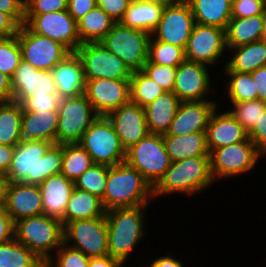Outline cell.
<instances>
[{"label":"cell","instance_id":"1","mask_svg":"<svg viewBox=\"0 0 266 267\" xmlns=\"http://www.w3.org/2000/svg\"><path fill=\"white\" fill-rule=\"evenodd\" d=\"M62 157L63 144L42 140L17 144L5 177L8 182L39 185L48 177L61 172Z\"/></svg>","mask_w":266,"mask_h":267},{"label":"cell","instance_id":"2","mask_svg":"<svg viewBox=\"0 0 266 267\" xmlns=\"http://www.w3.org/2000/svg\"><path fill=\"white\" fill-rule=\"evenodd\" d=\"M149 195L153 197V187L136 168L126 162L108 166L105 195L101 199L106 211L146 205Z\"/></svg>","mask_w":266,"mask_h":267},{"label":"cell","instance_id":"3","mask_svg":"<svg viewBox=\"0 0 266 267\" xmlns=\"http://www.w3.org/2000/svg\"><path fill=\"white\" fill-rule=\"evenodd\" d=\"M210 156L189 157L171 162L164 176L153 187V196L171 192L194 193L213 181Z\"/></svg>","mask_w":266,"mask_h":267},{"label":"cell","instance_id":"4","mask_svg":"<svg viewBox=\"0 0 266 267\" xmlns=\"http://www.w3.org/2000/svg\"><path fill=\"white\" fill-rule=\"evenodd\" d=\"M14 238L46 263L49 252L64 243V226L60 219L44 214L26 217L14 222Z\"/></svg>","mask_w":266,"mask_h":267},{"label":"cell","instance_id":"5","mask_svg":"<svg viewBox=\"0 0 266 267\" xmlns=\"http://www.w3.org/2000/svg\"><path fill=\"white\" fill-rule=\"evenodd\" d=\"M116 208L106 211L109 256L123 264L143 235L142 208Z\"/></svg>","mask_w":266,"mask_h":267},{"label":"cell","instance_id":"6","mask_svg":"<svg viewBox=\"0 0 266 267\" xmlns=\"http://www.w3.org/2000/svg\"><path fill=\"white\" fill-rule=\"evenodd\" d=\"M79 144L90 155L94 164L111 167L125 162L126 151L106 116L97 117L84 132Z\"/></svg>","mask_w":266,"mask_h":267},{"label":"cell","instance_id":"7","mask_svg":"<svg viewBox=\"0 0 266 267\" xmlns=\"http://www.w3.org/2000/svg\"><path fill=\"white\" fill-rule=\"evenodd\" d=\"M152 35L116 22L100 41L110 52L121 58L133 71L143 70L148 58V45Z\"/></svg>","mask_w":266,"mask_h":267},{"label":"cell","instance_id":"8","mask_svg":"<svg viewBox=\"0 0 266 267\" xmlns=\"http://www.w3.org/2000/svg\"><path fill=\"white\" fill-rule=\"evenodd\" d=\"M125 162L136 168L154 187L171 164L163 142V135L149 133L126 150Z\"/></svg>","mask_w":266,"mask_h":267},{"label":"cell","instance_id":"9","mask_svg":"<svg viewBox=\"0 0 266 267\" xmlns=\"http://www.w3.org/2000/svg\"><path fill=\"white\" fill-rule=\"evenodd\" d=\"M98 116L84 94L61 99L55 144L79 143Z\"/></svg>","mask_w":266,"mask_h":267},{"label":"cell","instance_id":"10","mask_svg":"<svg viewBox=\"0 0 266 267\" xmlns=\"http://www.w3.org/2000/svg\"><path fill=\"white\" fill-rule=\"evenodd\" d=\"M75 53L82 63L85 80H130L132 76V71L123 60L100 42L83 43Z\"/></svg>","mask_w":266,"mask_h":267},{"label":"cell","instance_id":"11","mask_svg":"<svg viewBox=\"0 0 266 267\" xmlns=\"http://www.w3.org/2000/svg\"><path fill=\"white\" fill-rule=\"evenodd\" d=\"M22 61L38 70L51 71L71 52L60 43L32 32L25 24L17 32Z\"/></svg>","mask_w":266,"mask_h":267},{"label":"cell","instance_id":"12","mask_svg":"<svg viewBox=\"0 0 266 267\" xmlns=\"http://www.w3.org/2000/svg\"><path fill=\"white\" fill-rule=\"evenodd\" d=\"M24 24L32 32L65 46L71 53L81 45L77 22L67 10L25 15Z\"/></svg>","mask_w":266,"mask_h":267},{"label":"cell","instance_id":"13","mask_svg":"<svg viewBox=\"0 0 266 267\" xmlns=\"http://www.w3.org/2000/svg\"><path fill=\"white\" fill-rule=\"evenodd\" d=\"M73 239L71 246L89 258L109 255L106 217L75 220L64 226V242Z\"/></svg>","mask_w":266,"mask_h":267},{"label":"cell","instance_id":"14","mask_svg":"<svg viewBox=\"0 0 266 267\" xmlns=\"http://www.w3.org/2000/svg\"><path fill=\"white\" fill-rule=\"evenodd\" d=\"M260 155L249 137L245 141L214 149L210 153L212 177L245 173L254 167Z\"/></svg>","mask_w":266,"mask_h":267},{"label":"cell","instance_id":"15","mask_svg":"<svg viewBox=\"0 0 266 267\" xmlns=\"http://www.w3.org/2000/svg\"><path fill=\"white\" fill-rule=\"evenodd\" d=\"M194 25L193 13L189 4L184 0L163 8L161 19L152 35L157 34V41L185 49Z\"/></svg>","mask_w":266,"mask_h":267},{"label":"cell","instance_id":"16","mask_svg":"<svg viewBox=\"0 0 266 267\" xmlns=\"http://www.w3.org/2000/svg\"><path fill=\"white\" fill-rule=\"evenodd\" d=\"M84 95L97 115L106 116L130 102V80H86Z\"/></svg>","mask_w":266,"mask_h":267},{"label":"cell","instance_id":"17","mask_svg":"<svg viewBox=\"0 0 266 267\" xmlns=\"http://www.w3.org/2000/svg\"><path fill=\"white\" fill-rule=\"evenodd\" d=\"M225 48V29L195 23L184 49L185 58L204 65L215 63Z\"/></svg>","mask_w":266,"mask_h":267},{"label":"cell","instance_id":"18","mask_svg":"<svg viewBox=\"0 0 266 267\" xmlns=\"http://www.w3.org/2000/svg\"><path fill=\"white\" fill-rule=\"evenodd\" d=\"M106 117L112 123L125 151L149 134L145 109L132 102L109 112Z\"/></svg>","mask_w":266,"mask_h":267},{"label":"cell","instance_id":"19","mask_svg":"<svg viewBox=\"0 0 266 267\" xmlns=\"http://www.w3.org/2000/svg\"><path fill=\"white\" fill-rule=\"evenodd\" d=\"M13 101L21 103L26 97L58 94L51 71L38 70L21 61L11 77Z\"/></svg>","mask_w":266,"mask_h":267},{"label":"cell","instance_id":"20","mask_svg":"<svg viewBox=\"0 0 266 267\" xmlns=\"http://www.w3.org/2000/svg\"><path fill=\"white\" fill-rule=\"evenodd\" d=\"M5 210L13 222L43 214V202L39 186L24 182H8Z\"/></svg>","mask_w":266,"mask_h":267},{"label":"cell","instance_id":"21","mask_svg":"<svg viewBox=\"0 0 266 267\" xmlns=\"http://www.w3.org/2000/svg\"><path fill=\"white\" fill-rule=\"evenodd\" d=\"M214 109H216V104L213 101L180 102L169 130L162 135L180 136L206 132L210 115Z\"/></svg>","mask_w":266,"mask_h":267},{"label":"cell","instance_id":"22","mask_svg":"<svg viewBox=\"0 0 266 267\" xmlns=\"http://www.w3.org/2000/svg\"><path fill=\"white\" fill-rule=\"evenodd\" d=\"M209 81L204 64L185 59L177 67L173 92L181 102L203 101L202 96L210 86Z\"/></svg>","mask_w":266,"mask_h":267},{"label":"cell","instance_id":"23","mask_svg":"<svg viewBox=\"0 0 266 267\" xmlns=\"http://www.w3.org/2000/svg\"><path fill=\"white\" fill-rule=\"evenodd\" d=\"M247 131L230 112L210 115L206 128V146L209 153L214 149L245 141Z\"/></svg>","mask_w":266,"mask_h":267},{"label":"cell","instance_id":"24","mask_svg":"<svg viewBox=\"0 0 266 267\" xmlns=\"http://www.w3.org/2000/svg\"><path fill=\"white\" fill-rule=\"evenodd\" d=\"M58 111H22L19 144L42 140L55 144Z\"/></svg>","mask_w":266,"mask_h":267},{"label":"cell","instance_id":"25","mask_svg":"<svg viewBox=\"0 0 266 267\" xmlns=\"http://www.w3.org/2000/svg\"><path fill=\"white\" fill-rule=\"evenodd\" d=\"M38 186L42 196L43 214L61 220L75 188L74 182L59 173L48 177Z\"/></svg>","mask_w":266,"mask_h":267},{"label":"cell","instance_id":"26","mask_svg":"<svg viewBox=\"0 0 266 267\" xmlns=\"http://www.w3.org/2000/svg\"><path fill=\"white\" fill-rule=\"evenodd\" d=\"M51 72L56 84L57 93L62 99L84 94L86 80L82 63L76 53L68 55Z\"/></svg>","mask_w":266,"mask_h":267},{"label":"cell","instance_id":"27","mask_svg":"<svg viewBox=\"0 0 266 267\" xmlns=\"http://www.w3.org/2000/svg\"><path fill=\"white\" fill-rule=\"evenodd\" d=\"M180 102L173 91H165L144 107L149 133L165 134L176 116Z\"/></svg>","mask_w":266,"mask_h":267},{"label":"cell","instance_id":"28","mask_svg":"<svg viewBox=\"0 0 266 267\" xmlns=\"http://www.w3.org/2000/svg\"><path fill=\"white\" fill-rule=\"evenodd\" d=\"M195 23L227 28L232 18V0H185Z\"/></svg>","mask_w":266,"mask_h":267},{"label":"cell","instance_id":"29","mask_svg":"<svg viewBox=\"0 0 266 267\" xmlns=\"http://www.w3.org/2000/svg\"><path fill=\"white\" fill-rule=\"evenodd\" d=\"M163 142L171 162L189 157L210 156L206 146V132L187 135H163Z\"/></svg>","mask_w":266,"mask_h":267},{"label":"cell","instance_id":"30","mask_svg":"<svg viewBox=\"0 0 266 267\" xmlns=\"http://www.w3.org/2000/svg\"><path fill=\"white\" fill-rule=\"evenodd\" d=\"M105 214L106 210L99 197L87 191L74 188L61 221L65 226L71 221L102 217Z\"/></svg>","mask_w":266,"mask_h":267},{"label":"cell","instance_id":"31","mask_svg":"<svg viewBox=\"0 0 266 267\" xmlns=\"http://www.w3.org/2000/svg\"><path fill=\"white\" fill-rule=\"evenodd\" d=\"M263 14L247 18L232 17L225 30L226 47L234 48L262 40Z\"/></svg>","mask_w":266,"mask_h":267},{"label":"cell","instance_id":"32","mask_svg":"<svg viewBox=\"0 0 266 267\" xmlns=\"http://www.w3.org/2000/svg\"><path fill=\"white\" fill-rule=\"evenodd\" d=\"M163 8L160 5L132 0L126 10L124 18L120 21L124 26L132 29L143 30L152 35L157 27Z\"/></svg>","mask_w":266,"mask_h":267},{"label":"cell","instance_id":"33","mask_svg":"<svg viewBox=\"0 0 266 267\" xmlns=\"http://www.w3.org/2000/svg\"><path fill=\"white\" fill-rule=\"evenodd\" d=\"M232 49H236V53L231 61L227 63L226 72L251 73L266 65L265 40L254 41Z\"/></svg>","mask_w":266,"mask_h":267},{"label":"cell","instance_id":"34","mask_svg":"<svg viewBox=\"0 0 266 267\" xmlns=\"http://www.w3.org/2000/svg\"><path fill=\"white\" fill-rule=\"evenodd\" d=\"M116 23L105 11L95 7L77 21L81 44L100 42Z\"/></svg>","mask_w":266,"mask_h":267},{"label":"cell","instance_id":"35","mask_svg":"<svg viewBox=\"0 0 266 267\" xmlns=\"http://www.w3.org/2000/svg\"><path fill=\"white\" fill-rule=\"evenodd\" d=\"M22 123V106L15 101L0 102V145L16 146Z\"/></svg>","mask_w":266,"mask_h":267},{"label":"cell","instance_id":"36","mask_svg":"<svg viewBox=\"0 0 266 267\" xmlns=\"http://www.w3.org/2000/svg\"><path fill=\"white\" fill-rule=\"evenodd\" d=\"M45 262L15 238L0 244V267H44Z\"/></svg>","mask_w":266,"mask_h":267},{"label":"cell","instance_id":"37","mask_svg":"<svg viewBox=\"0 0 266 267\" xmlns=\"http://www.w3.org/2000/svg\"><path fill=\"white\" fill-rule=\"evenodd\" d=\"M94 164L90 155L79 143L63 144L61 172L73 182Z\"/></svg>","mask_w":266,"mask_h":267},{"label":"cell","instance_id":"38","mask_svg":"<svg viewBox=\"0 0 266 267\" xmlns=\"http://www.w3.org/2000/svg\"><path fill=\"white\" fill-rule=\"evenodd\" d=\"M165 90L142 70L133 71L130 78V102L146 107L152 103Z\"/></svg>","mask_w":266,"mask_h":267},{"label":"cell","instance_id":"39","mask_svg":"<svg viewBox=\"0 0 266 267\" xmlns=\"http://www.w3.org/2000/svg\"><path fill=\"white\" fill-rule=\"evenodd\" d=\"M185 59L184 48L152 40L150 37L147 58L149 62L177 68Z\"/></svg>","mask_w":266,"mask_h":267},{"label":"cell","instance_id":"40","mask_svg":"<svg viewBox=\"0 0 266 267\" xmlns=\"http://www.w3.org/2000/svg\"><path fill=\"white\" fill-rule=\"evenodd\" d=\"M107 178L108 166L93 164L74 181V186L102 199L105 195Z\"/></svg>","mask_w":266,"mask_h":267},{"label":"cell","instance_id":"41","mask_svg":"<svg viewBox=\"0 0 266 267\" xmlns=\"http://www.w3.org/2000/svg\"><path fill=\"white\" fill-rule=\"evenodd\" d=\"M230 77L228 95L232 102L242 103L258 99V93L255 91V81L251 73L244 72H226Z\"/></svg>","mask_w":266,"mask_h":267},{"label":"cell","instance_id":"42","mask_svg":"<svg viewBox=\"0 0 266 267\" xmlns=\"http://www.w3.org/2000/svg\"><path fill=\"white\" fill-rule=\"evenodd\" d=\"M21 61L18 36L0 38V73L12 77Z\"/></svg>","mask_w":266,"mask_h":267},{"label":"cell","instance_id":"43","mask_svg":"<svg viewBox=\"0 0 266 267\" xmlns=\"http://www.w3.org/2000/svg\"><path fill=\"white\" fill-rule=\"evenodd\" d=\"M236 109L230 111L231 115L243 126L248 132L258 121L262 112L266 110V102L254 99L242 103H235Z\"/></svg>","mask_w":266,"mask_h":267},{"label":"cell","instance_id":"44","mask_svg":"<svg viewBox=\"0 0 266 267\" xmlns=\"http://www.w3.org/2000/svg\"><path fill=\"white\" fill-rule=\"evenodd\" d=\"M142 71L165 91H173L177 68L151 63L147 60Z\"/></svg>","mask_w":266,"mask_h":267},{"label":"cell","instance_id":"45","mask_svg":"<svg viewBox=\"0 0 266 267\" xmlns=\"http://www.w3.org/2000/svg\"><path fill=\"white\" fill-rule=\"evenodd\" d=\"M66 243L64 242L59 247V254L57 260V267H88L90 258L86 256L80 250L72 247H63ZM63 247V248H62ZM46 267H53L51 259L45 263Z\"/></svg>","mask_w":266,"mask_h":267},{"label":"cell","instance_id":"46","mask_svg":"<svg viewBox=\"0 0 266 267\" xmlns=\"http://www.w3.org/2000/svg\"><path fill=\"white\" fill-rule=\"evenodd\" d=\"M61 97L59 94L26 97L20 104L22 111H58Z\"/></svg>","mask_w":266,"mask_h":267},{"label":"cell","instance_id":"47","mask_svg":"<svg viewBox=\"0 0 266 267\" xmlns=\"http://www.w3.org/2000/svg\"><path fill=\"white\" fill-rule=\"evenodd\" d=\"M68 0H25V15L67 10Z\"/></svg>","mask_w":266,"mask_h":267},{"label":"cell","instance_id":"48","mask_svg":"<svg viewBox=\"0 0 266 267\" xmlns=\"http://www.w3.org/2000/svg\"><path fill=\"white\" fill-rule=\"evenodd\" d=\"M266 0H232V17L247 18L263 14Z\"/></svg>","mask_w":266,"mask_h":267},{"label":"cell","instance_id":"49","mask_svg":"<svg viewBox=\"0 0 266 267\" xmlns=\"http://www.w3.org/2000/svg\"><path fill=\"white\" fill-rule=\"evenodd\" d=\"M132 0H96L97 7L105 11L114 21L120 22Z\"/></svg>","mask_w":266,"mask_h":267},{"label":"cell","instance_id":"50","mask_svg":"<svg viewBox=\"0 0 266 267\" xmlns=\"http://www.w3.org/2000/svg\"><path fill=\"white\" fill-rule=\"evenodd\" d=\"M260 153L266 154V110L262 112L255 125L247 132Z\"/></svg>","mask_w":266,"mask_h":267},{"label":"cell","instance_id":"51","mask_svg":"<svg viewBox=\"0 0 266 267\" xmlns=\"http://www.w3.org/2000/svg\"><path fill=\"white\" fill-rule=\"evenodd\" d=\"M0 11L8 14L21 26L25 18V0H0Z\"/></svg>","mask_w":266,"mask_h":267},{"label":"cell","instance_id":"52","mask_svg":"<svg viewBox=\"0 0 266 267\" xmlns=\"http://www.w3.org/2000/svg\"><path fill=\"white\" fill-rule=\"evenodd\" d=\"M96 6V0H68L67 11L77 22Z\"/></svg>","mask_w":266,"mask_h":267},{"label":"cell","instance_id":"53","mask_svg":"<svg viewBox=\"0 0 266 267\" xmlns=\"http://www.w3.org/2000/svg\"><path fill=\"white\" fill-rule=\"evenodd\" d=\"M14 238V222L6 212L5 207L0 208V244L9 242Z\"/></svg>","mask_w":266,"mask_h":267},{"label":"cell","instance_id":"54","mask_svg":"<svg viewBox=\"0 0 266 267\" xmlns=\"http://www.w3.org/2000/svg\"><path fill=\"white\" fill-rule=\"evenodd\" d=\"M19 25L6 13L0 11V38L17 35Z\"/></svg>","mask_w":266,"mask_h":267},{"label":"cell","instance_id":"55","mask_svg":"<svg viewBox=\"0 0 266 267\" xmlns=\"http://www.w3.org/2000/svg\"><path fill=\"white\" fill-rule=\"evenodd\" d=\"M251 75L255 81V91L258 93V99L266 102V65L251 72Z\"/></svg>","mask_w":266,"mask_h":267},{"label":"cell","instance_id":"56","mask_svg":"<svg viewBox=\"0 0 266 267\" xmlns=\"http://www.w3.org/2000/svg\"><path fill=\"white\" fill-rule=\"evenodd\" d=\"M15 147L0 145V174L6 175L13 158Z\"/></svg>","mask_w":266,"mask_h":267},{"label":"cell","instance_id":"57","mask_svg":"<svg viewBox=\"0 0 266 267\" xmlns=\"http://www.w3.org/2000/svg\"><path fill=\"white\" fill-rule=\"evenodd\" d=\"M13 101V90L11 86V77L0 73V102Z\"/></svg>","mask_w":266,"mask_h":267},{"label":"cell","instance_id":"58","mask_svg":"<svg viewBox=\"0 0 266 267\" xmlns=\"http://www.w3.org/2000/svg\"><path fill=\"white\" fill-rule=\"evenodd\" d=\"M123 263L107 255L103 257L90 258L88 267H121Z\"/></svg>","mask_w":266,"mask_h":267},{"label":"cell","instance_id":"59","mask_svg":"<svg viewBox=\"0 0 266 267\" xmlns=\"http://www.w3.org/2000/svg\"><path fill=\"white\" fill-rule=\"evenodd\" d=\"M150 267H183L182 264L172 257L165 256L155 260Z\"/></svg>","mask_w":266,"mask_h":267},{"label":"cell","instance_id":"60","mask_svg":"<svg viewBox=\"0 0 266 267\" xmlns=\"http://www.w3.org/2000/svg\"><path fill=\"white\" fill-rule=\"evenodd\" d=\"M8 180L4 175L0 174V208L5 207L6 187Z\"/></svg>","mask_w":266,"mask_h":267},{"label":"cell","instance_id":"61","mask_svg":"<svg viewBox=\"0 0 266 267\" xmlns=\"http://www.w3.org/2000/svg\"><path fill=\"white\" fill-rule=\"evenodd\" d=\"M141 1L157 4V5H160V6L165 8L167 6H171V5H175V4L181 3L184 0H141Z\"/></svg>","mask_w":266,"mask_h":267},{"label":"cell","instance_id":"62","mask_svg":"<svg viewBox=\"0 0 266 267\" xmlns=\"http://www.w3.org/2000/svg\"><path fill=\"white\" fill-rule=\"evenodd\" d=\"M262 40L266 41V7L263 13V29H262Z\"/></svg>","mask_w":266,"mask_h":267}]
</instances>
